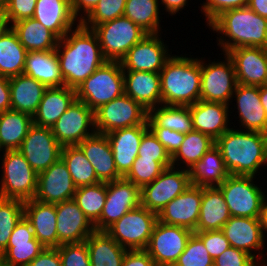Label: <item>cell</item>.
<instances>
[{
	"label": "cell",
	"instance_id": "6da1fadb",
	"mask_svg": "<svg viewBox=\"0 0 267 266\" xmlns=\"http://www.w3.org/2000/svg\"><path fill=\"white\" fill-rule=\"evenodd\" d=\"M55 51L64 85L73 89L107 61L95 32L81 23L59 39Z\"/></svg>",
	"mask_w": 267,
	"mask_h": 266
},
{
	"label": "cell",
	"instance_id": "7a4b0ae2",
	"mask_svg": "<svg viewBox=\"0 0 267 266\" xmlns=\"http://www.w3.org/2000/svg\"><path fill=\"white\" fill-rule=\"evenodd\" d=\"M240 129L230 128L215 145L230 175L255 176L267 166V134Z\"/></svg>",
	"mask_w": 267,
	"mask_h": 266
},
{
	"label": "cell",
	"instance_id": "3957f363",
	"mask_svg": "<svg viewBox=\"0 0 267 266\" xmlns=\"http://www.w3.org/2000/svg\"><path fill=\"white\" fill-rule=\"evenodd\" d=\"M208 26L222 35L217 37V46L223 54L240 47L267 49V18L256 14L248 6L224 11Z\"/></svg>",
	"mask_w": 267,
	"mask_h": 266
},
{
	"label": "cell",
	"instance_id": "277c9868",
	"mask_svg": "<svg viewBox=\"0 0 267 266\" xmlns=\"http://www.w3.org/2000/svg\"><path fill=\"white\" fill-rule=\"evenodd\" d=\"M185 56L172 55L160 71L162 104L189 106L200 100V57Z\"/></svg>",
	"mask_w": 267,
	"mask_h": 266
},
{
	"label": "cell",
	"instance_id": "5b68a950",
	"mask_svg": "<svg viewBox=\"0 0 267 266\" xmlns=\"http://www.w3.org/2000/svg\"><path fill=\"white\" fill-rule=\"evenodd\" d=\"M76 99L95 111L124 94V77L120 61H106L76 89Z\"/></svg>",
	"mask_w": 267,
	"mask_h": 266
},
{
	"label": "cell",
	"instance_id": "8992f818",
	"mask_svg": "<svg viewBox=\"0 0 267 266\" xmlns=\"http://www.w3.org/2000/svg\"><path fill=\"white\" fill-rule=\"evenodd\" d=\"M0 197L23 202L34 199L38 174L18 150L2 152Z\"/></svg>",
	"mask_w": 267,
	"mask_h": 266
},
{
	"label": "cell",
	"instance_id": "52a82bcc",
	"mask_svg": "<svg viewBox=\"0 0 267 266\" xmlns=\"http://www.w3.org/2000/svg\"><path fill=\"white\" fill-rule=\"evenodd\" d=\"M107 61H121L126 53L148 33L126 16L106 21L92 29Z\"/></svg>",
	"mask_w": 267,
	"mask_h": 266
},
{
	"label": "cell",
	"instance_id": "ba28073f",
	"mask_svg": "<svg viewBox=\"0 0 267 266\" xmlns=\"http://www.w3.org/2000/svg\"><path fill=\"white\" fill-rule=\"evenodd\" d=\"M256 176L229 175L217 186L229 208L230 216L259 218L263 200L267 195L254 184Z\"/></svg>",
	"mask_w": 267,
	"mask_h": 266
},
{
	"label": "cell",
	"instance_id": "9c48e42d",
	"mask_svg": "<svg viewBox=\"0 0 267 266\" xmlns=\"http://www.w3.org/2000/svg\"><path fill=\"white\" fill-rule=\"evenodd\" d=\"M157 221V213L140 205L124 214L106 232L126 250H145Z\"/></svg>",
	"mask_w": 267,
	"mask_h": 266
},
{
	"label": "cell",
	"instance_id": "30bf717a",
	"mask_svg": "<svg viewBox=\"0 0 267 266\" xmlns=\"http://www.w3.org/2000/svg\"><path fill=\"white\" fill-rule=\"evenodd\" d=\"M97 133L144 125L147 123L148 110L125 93L100 106L94 111Z\"/></svg>",
	"mask_w": 267,
	"mask_h": 266
},
{
	"label": "cell",
	"instance_id": "8fae6325",
	"mask_svg": "<svg viewBox=\"0 0 267 266\" xmlns=\"http://www.w3.org/2000/svg\"><path fill=\"white\" fill-rule=\"evenodd\" d=\"M224 57V62L217 60L208 64H205L206 61L200 58V100L230 105L238 83L232 59L226 53H224Z\"/></svg>",
	"mask_w": 267,
	"mask_h": 266
},
{
	"label": "cell",
	"instance_id": "7c38bea8",
	"mask_svg": "<svg viewBox=\"0 0 267 266\" xmlns=\"http://www.w3.org/2000/svg\"><path fill=\"white\" fill-rule=\"evenodd\" d=\"M190 186L188 170L175 166L167 167L153 182L141 188V206L158 214Z\"/></svg>",
	"mask_w": 267,
	"mask_h": 266
},
{
	"label": "cell",
	"instance_id": "4fadbf2b",
	"mask_svg": "<svg viewBox=\"0 0 267 266\" xmlns=\"http://www.w3.org/2000/svg\"><path fill=\"white\" fill-rule=\"evenodd\" d=\"M193 233L190 229L157 221L145 250L156 266H174Z\"/></svg>",
	"mask_w": 267,
	"mask_h": 266
},
{
	"label": "cell",
	"instance_id": "5bb4252c",
	"mask_svg": "<svg viewBox=\"0 0 267 266\" xmlns=\"http://www.w3.org/2000/svg\"><path fill=\"white\" fill-rule=\"evenodd\" d=\"M51 130L62 147L78 145L96 133L94 111L75 99Z\"/></svg>",
	"mask_w": 267,
	"mask_h": 266
},
{
	"label": "cell",
	"instance_id": "9a60e30c",
	"mask_svg": "<svg viewBox=\"0 0 267 266\" xmlns=\"http://www.w3.org/2000/svg\"><path fill=\"white\" fill-rule=\"evenodd\" d=\"M106 202L95 231H106L124 214L141 205V189L124 177L106 183Z\"/></svg>",
	"mask_w": 267,
	"mask_h": 266
},
{
	"label": "cell",
	"instance_id": "2e32d148",
	"mask_svg": "<svg viewBox=\"0 0 267 266\" xmlns=\"http://www.w3.org/2000/svg\"><path fill=\"white\" fill-rule=\"evenodd\" d=\"M18 151L39 174L61 158L62 146L56 140L51 128L33 124Z\"/></svg>",
	"mask_w": 267,
	"mask_h": 266
},
{
	"label": "cell",
	"instance_id": "e0dca14e",
	"mask_svg": "<svg viewBox=\"0 0 267 266\" xmlns=\"http://www.w3.org/2000/svg\"><path fill=\"white\" fill-rule=\"evenodd\" d=\"M168 47L161 39V33L148 34L121 59L123 71L160 73L167 60L172 56L169 53L170 50H167Z\"/></svg>",
	"mask_w": 267,
	"mask_h": 266
},
{
	"label": "cell",
	"instance_id": "ac0fdd59",
	"mask_svg": "<svg viewBox=\"0 0 267 266\" xmlns=\"http://www.w3.org/2000/svg\"><path fill=\"white\" fill-rule=\"evenodd\" d=\"M221 231L229 241L230 247L243 250L251 255L261 266H266L263 237L259 218H246L231 216ZM255 251L258 253L255 255ZM266 260V261H265Z\"/></svg>",
	"mask_w": 267,
	"mask_h": 266
},
{
	"label": "cell",
	"instance_id": "d6986e66",
	"mask_svg": "<svg viewBox=\"0 0 267 266\" xmlns=\"http://www.w3.org/2000/svg\"><path fill=\"white\" fill-rule=\"evenodd\" d=\"M76 189L66 164L60 158L38 174L37 191L34 199L57 204L73 199Z\"/></svg>",
	"mask_w": 267,
	"mask_h": 266
},
{
	"label": "cell",
	"instance_id": "ffe728a7",
	"mask_svg": "<svg viewBox=\"0 0 267 266\" xmlns=\"http://www.w3.org/2000/svg\"><path fill=\"white\" fill-rule=\"evenodd\" d=\"M202 187L191 185L168 203L158 214V221L195 231L200 215Z\"/></svg>",
	"mask_w": 267,
	"mask_h": 266
},
{
	"label": "cell",
	"instance_id": "44dd1931",
	"mask_svg": "<svg viewBox=\"0 0 267 266\" xmlns=\"http://www.w3.org/2000/svg\"><path fill=\"white\" fill-rule=\"evenodd\" d=\"M237 83L246 86L267 84V49L262 47H240L230 50Z\"/></svg>",
	"mask_w": 267,
	"mask_h": 266
},
{
	"label": "cell",
	"instance_id": "7402d4cb",
	"mask_svg": "<svg viewBox=\"0 0 267 266\" xmlns=\"http://www.w3.org/2000/svg\"><path fill=\"white\" fill-rule=\"evenodd\" d=\"M44 249L23 216L13 230L7 248L0 254V260L7 266H27Z\"/></svg>",
	"mask_w": 267,
	"mask_h": 266
},
{
	"label": "cell",
	"instance_id": "603a6c76",
	"mask_svg": "<svg viewBox=\"0 0 267 266\" xmlns=\"http://www.w3.org/2000/svg\"><path fill=\"white\" fill-rule=\"evenodd\" d=\"M55 206L59 246L84 242L95 231L94 225L73 199Z\"/></svg>",
	"mask_w": 267,
	"mask_h": 266
},
{
	"label": "cell",
	"instance_id": "cb8c5ba5",
	"mask_svg": "<svg viewBox=\"0 0 267 266\" xmlns=\"http://www.w3.org/2000/svg\"><path fill=\"white\" fill-rule=\"evenodd\" d=\"M235 98L239 127L242 130L267 134V114L260 101L259 86L237 84L232 95Z\"/></svg>",
	"mask_w": 267,
	"mask_h": 266
},
{
	"label": "cell",
	"instance_id": "d4e9b609",
	"mask_svg": "<svg viewBox=\"0 0 267 266\" xmlns=\"http://www.w3.org/2000/svg\"><path fill=\"white\" fill-rule=\"evenodd\" d=\"M148 123L128 128H121L106 134L112 147L118 173L124 177L138 156L139 146Z\"/></svg>",
	"mask_w": 267,
	"mask_h": 266
},
{
	"label": "cell",
	"instance_id": "484cf974",
	"mask_svg": "<svg viewBox=\"0 0 267 266\" xmlns=\"http://www.w3.org/2000/svg\"><path fill=\"white\" fill-rule=\"evenodd\" d=\"M193 129L217 140L231 126L229 123V105L221 102L199 100L189 105Z\"/></svg>",
	"mask_w": 267,
	"mask_h": 266
},
{
	"label": "cell",
	"instance_id": "4316f807",
	"mask_svg": "<svg viewBox=\"0 0 267 266\" xmlns=\"http://www.w3.org/2000/svg\"><path fill=\"white\" fill-rule=\"evenodd\" d=\"M24 216L31 224L35 238L45 248L59 247L55 204L31 199L24 202Z\"/></svg>",
	"mask_w": 267,
	"mask_h": 266
},
{
	"label": "cell",
	"instance_id": "83f0119b",
	"mask_svg": "<svg viewBox=\"0 0 267 266\" xmlns=\"http://www.w3.org/2000/svg\"><path fill=\"white\" fill-rule=\"evenodd\" d=\"M78 146L93 166L100 182L108 183L122 178L118 173L112 147L106 134L95 133Z\"/></svg>",
	"mask_w": 267,
	"mask_h": 266
},
{
	"label": "cell",
	"instance_id": "f1b7e54d",
	"mask_svg": "<svg viewBox=\"0 0 267 266\" xmlns=\"http://www.w3.org/2000/svg\"><path fill=\"white\" fill-rule=\"evenodd\" d=\"M124 93L146 110L162 104L160 73L123 71Z\"/></svg>",
	"mask_w": 267,
	"mask_h": 266
},
{
	"label": "cell",
	"instance_id": "f546056e",
	"mask_svg": "<svg viewBox=\"0 0 267 266\" xmlns=\"http://www.w3.org/2000/svg\"><path fill=\"white\" fill-rule=\"evenodd\" d=\"M33 18L63 38L75 25L70 0H37Z\"/></svg>",
	"mask_w": 267,
	"mask_h": 266
},
{
	"label": "cell",
	"instance_id": "4dcf8cb0",
	"mask_svg": "<svg viewBox=\"0 0 267 266\" xmlns=\"http://www.w3.org/2000/svg\"><path fill=\"white\" fill-rule=\"evenodd\" d=\"M76 99V90L67 86L48 87L33 115V124L52 128Z\"/></svg>",
	"mask_w": 267,
	"mask_h": 266
},
{
	"label": "cell",
	"instance_id": "1f68e13d",
	"mask_svg": "<svg viewBox=\"0 0 267 266\" xmlns=\"http://www.w3.org/2000/svg\"><path fill=\"white\" fill-rule=\"evenodd\" d=\"M230 217L221 190L217 186L202 187L200 215L194 232L221 230Z\"/></svg>",
	"mask_w": 267,
	"mask_h": 266
},
{
	"label": "cell",
	"instance_id": "d6a6232c",
	"mask_svg": "<svg viewBox=\"0 0 267 266\" xmlns=\"http://www.w3.org/2000/svg\"><path fill=\"white\" fill-rule=\"evenodd\" d=\"M9 85L11 109L33 116L48 87L24 73L9 78Z\"/></svg>",
	"mask_w": 267,
	"mask_h": 266
},
{
	"label": "cell",
	"instance_id": "836d02e7",
	"mask_svg": "<svg viewBox=\"0 0 267 266\" xmlns=\"http://www.w3.org/2000/svg\"><path fill=\"white\" fill-rule=\"evenodd\" d=\"M188 172L191 185L200 187L219 186L230 175L216 145L210 148Z\"/></svg>",
	"mask_w": 267,
	"mask_h": 266
},
{
	"label": "cell",
	"instance_id": "e575fe53",
	"mask_svg": "<svg viewBox=\"0 0 267 266\" xmlns=\"http://www.w3.org/2000/svg\"><path fill=\"white\" fill-rule=\"evenodd\" d=\"M24 74L40 81L47 87L64 86L55 50L29 51L26 55Z\"/></svg>",
	"mask_w": 267,
	"mask_h": 266
},
{
	"label": "cell",
	"instance_id": "d590c367",
	"mask_svg": "<svg viewBox=\"0 0 267 266\" xmlns=\"http://www.w3.org/2000/svg\"><path fill=\"white\" fill-rule=\"evenodd\" d=\"M11 27L28 52L56 50L60 38L33 17L17 21Z\"/></svg>",
	"mask_w": 267,
	"mask_h": 266
},
{
	"label": "cell",
	"instance_id": "8d00e7d4",
	"mask_svg": "<svg viewBox=\"0 0 267 266\" xmlns=\"http://www.w3.org/2000/svg\"><path fill=\"white\" fill-rule=\"evenodd\" d=\"M85 242L91 266H121L127 250L106 231H94Z\"/></svg>",
	"mask_w": 267,
	"mask_h": 266
},
{
	"label": "cell",
	"instance_id": "74e56055",
	"mask_svg": "<svg viewBox=\"0 0 267 266\" xmlns=\"http://www.w3.org/2000/svg\"><path fill=\"white\" fill-rule=\"evenodd\" d=\"M33 125L30 114L7 110L0 114V150H18Z\"/></svg>",
	"mask_w": 267,
	"mask_h": 266
},
{
	"label": "cell",
	"instance_id": "f35d334b",
	"mask_svg": "<svg viewBox=\"0 0 267 266\" xmlns=\"http://www.w3.org/2000/svg\"><path fill=\"white\" fill-rule=\"evenodd\" d=\"M148 127H161L187 134L193 131L189 106L161 104L148 110Z\"/></svg>",
	"mask_w": 267,
	"mask_h": 266
},
{
	"label": "cell",
	"instance_id": "ab89813d",
	"mask_svg": "<svg viewBox=\"0 0 267 266\" xmlns=\"http://www.w3.org/2000/svg\"><path fill=\"white\" fill-rule=\"evenodd\" d=\"M27 53L10 27L0 36V74L11 78L24 73Z\"/></svg>",
	"mask_w": 267,
	"mask_h": 266
},
{
	"label": "cell",
	"instance_id": "60d3db41",
	"mask_svg": "<svg viewBox=\"0 0 267 266\" xmlns=\"http://www.w3.org/2000/svg\"><path fill=\"white\" fill-rule=\"evenodd\" d=\"M214 145L215 140L210 136L195 130L188 132L177 152L171 157L172 166L189 170Z\"/></svg>",
	"mask_w": 267,
	"mask_h": 266
},
{
	"label": "cell",
	"instance_id": "b9f144b4",
	"mask_svg": "<svg viewBox=\"0 0 267 266\" xmlns=\"http://www.w3.org/2000/svg\"><path fill=\"white\" fill-rule=\"evenodd\" d=\"M61 159L67 166L75 186H88L99 183L93 166L78 145L63 146Z\"/></svg>",
	"mask_w": 267,
	"mask_h": 266
},
{
	"label": "cell",
	"instance_id": "7bdbcfd3",
	"mask_svg": "<svg viewBox=\"0 0 267 266\" xmlns=\"http://www.w3.org/2000/svg\"><path fill=\"white\" fill-rule=\"evenodd\" d=\"M159 6V0H127L124 16L139 25L148 34H162L160 32Z\"/></svg>",
	"mask_w": 267,
	"mask_h": 266
},
{
	"label": "cell",
	"instance_id": "ee69618b",
	"mask_svg": "<svg viewBox=\"0 0 267 266\" xmlns=\"http://www.w3.org/2000/svg\"><path fill=\"white\" fill-rule=\"evenodd\" d=\"M106 194L107 187L104 182L81 186L76 189L73 200L93 225L102 214L106 202Z\"/></svg>",
	"mask_w": 267,
	"mask_h": 266
},
{
	"label": "cell",
	"instance_id": "f6af8a7d",
	"mask_svg": "<svg viewBox=\"0 0 267 266\" xmlns=\"http://www.w3.org/2000/svg\"><path fill=\"white\" fill-rule=\"evenodd\" d=\"M23 216V201L0 197V254L7 248L9 238Z\"/></svg>",
	"mask_w": 267,
	"mask_h": 266
},
{
	"label": "cell",
	"instance_id": "bcb514c9",
	"mask_svg": "<svg viewBox=\"0 0 267 266\" xmlns=\"http://www.w3.org/2000/svg\"><path fill=\"white\" fill-rule=\"evenodd\" d=\"M127 0H99L95 8L80 23L86 28L95 26L124 15Z\"/></svg>",
	"mask_w": 267,
	"mask_h": 266
},
{
	"label": "cell",
	"instance_id": "7dc6e473",
	"mask_svg": "<svg viewBox=\"0 0 267 266\" xmlns=\"http://www.w3.org/2000/svg\"><path fill=\"white\" fill-rule=\"evenodd\" d=\"M174 266H213V259L203 241L193 233Z\"/></svg>",
	"mask_w": 267,
	"mask_h": 266
},
{
	"label": "cell",
	"instance_id": "c3c4849f",
	"mask_svg": "<svg viewBox=\"0 0 267 266\" xmlns=\"http://www.w3.org/2000/svg\"><path fill=\"white\" fill-rule=\"evenodd\" d=\"M164 169L159 162L153 161V159H140L137 156L124 178L141 189L146 184L153 182Z\"/></svg>",
	"mask_w": 267,
	"mask_h": 266
},
{
	"label": "cell",
	"instance_id": "681fc988",
	"mask_svg": "<svg viewBox=\"0 0 267 266\" xmlns=\"http://www.w3.org/2000/svg\"><path fill=\"white\" fill-rule=\"evenodd\" d=\"M138 157L140 159H153V161L159 162L164 168L172 166L171 156L150 129L142 137Z\"/></svg>",
	"mask_w": 267,
	"mask_h": 266
},
{
	"label": "cell",
	"instance_id": "f907efd6",
	"mask_svg": "<svg viewBox=\"0 0 267 266\" xmlns=\"http://www.w3.org/2000/svg\"><path fill=\"white\" fill-rule=\"evenodd\" d=\"M62 266H91L86 242L63 244L58 248Z\"/></svg>",
	"mask_w": 267,
	"mask_h": 266
},
{
	"label": "cell",
	"instance_id": "816d5d0a",
	"mask_svg": "<svg viewBox=\"0 0 267 266\" xmlns=\"http://www.w3.org/2000/svg\"><path fill=\"white\" fill-rule=\"evenodd\" d=\"M213 266H261L247 252L229 247L213 260Z\"/></svg>",
	"mask_w": 267,
	"mask_h": 266
},
{
	"label": "cell",
	"instance_id": "f5cc1de1",
	"mask_svg": "<svg viewBox=\"0 0 267 266\" xmlns=\"http://www.w3.org/2000/svg\"><path fill=\"white\" fill-rule=\"evenodd\" d=\"M37 0H6L5 14L10 26L20 20L32 18Z\"/></svg>",
	"mask_w": 267,
	"mask_h": 266
},
{
	"label": "cell",
	"instance_id": "db71d44e",
	"mask_svg": "<svg viewBox=\"0 0 267 266\" xmlns=\"http://www.w3.org/2000/svg\"><path fill=\"white\" fill-rule=\"evenodd\" d=\"M248 2L249 0H206L201 6V12L204 13L208 26L224 11L246 7Z\"/></svg>",
	"mask_w": 267,
	"mask_h": 266
},
{
	"label": "cell",
	"instance_id": "11a10c76",
	"mask_svg": "<svg viewBox=\"0 0 267 266\" xmlns=\"http://www.w3.org/2000/svg\"><path fill=\"white\" fill-rule=\"evenodd\" d=\"M194 233L203 241L213 260L230 247L229 241L221 230Z\"/></svg>",
	"mask_w": 267,
	"mask_h": 266
},
{
	"label": "cell",
	"instance_id": "9f6ffc18",
	"mask_svg": "<svg viewBox=\"0 0 267 266\" xmlns=\"http://www.w3.org/2000/svg\"><path fill=\"white\" fill-rule=\"evenodd\" d=\"M149 129L164 146L171 157L177 152L185 138V134L168 128L149 127Z\"/></svg>",
	"mask_w": 267,
	"mask_h": 266
},
{
	"label": "cell",
	"instance_id": "6f0895ef",
	"mask_svg": "<svg viewBox=\"0 0 267 266\" xmlns=\"http://www.w3.org/2000/svg\"><path fill=\"white\" fill-rule=\"evenodd\" d=\"M121 266H156L146 250H127Z\"/></svg>",
	"mask_w": 267,
	"mask_h": 266
},
{
	"label": "cell",
	"instance_id": "680465c9",
	"mask_svg": "<svg viewBox=\"0 0 267 266\" xmlns=\"http://www.w3.org/2000/svg\"><path fill=\"white\" fill-rule=\"evenodd\" d=\"M27 266H62L57 248H45Z\"/></svg>",
	"mask_w": 267,
	"mask_h": 266
},
{
	"label": "cell",
	"instance_id": "91938a15",
	"mask_svg": "<svg viewBox=\"0 0 267 266\" xmlns=\"http://www.w3.org/2000/svg\"><path fill=\"white\" fill-rule=\"evenodd\" d=\"M70 1H71L72 12L74 16L77 18L78 22L83 20L95 8L97 3L99 2V0H70Z\"/></svg>",
	"mask_w": 267,
	"mask_h": 266
},
{
	"label": "cell",
	"instance_id": "94428289",
	"mask_svg": "<svg viewBox=\"0 0 267 266\" xmlns=\"http://www.w3.org/2000/svg\"><path fill=\"white\" fill-rule=\"evenodd\" d=\"M11 109L9 78L0 74V114Z\"/></svg>",
	"mask_w": 267,
	"mask_h": 266
},
{
	"label": "cell",
	"instance_id": "6125c7cd",
	"mask_svg": "<svg viewBox=\"0 0 267 266\" xmlns=\"http://www.w3.org/2000/svg\"><path fill=\"white\" fill-rule=\"evenodd\" d=\"M160 5L162 3L164 10L168 12L170 15H175L178 11H182L181 9L185 8L188 0H161L159 1Z\"/></svg>",
	"mask_w": 267,
	"mask_h": 266
},
{
	"label": "cell",
	"instance_id": "be15d7a7",
	"mask_svg": "<svg viewBox=\"0 0 267 266\" xmlns=\"http://www.w3.org/2000/svg\"><path fill=\"white\" fill-rule=\"evenodd\" d=\"M247 6L256 14L267 18V0H249Z\"/></svg>",
	"mask_w": 267,
	"mask_h": 266
},
{
	"label": "cell",
	"instance_id": "e7e4bbea",
	"mask_svg": "<svg viewBox=\"0 0 267 266\" xmlns=\"http://www.w3.org/2000/svg\"><path fill=\"white\" fill-rule=\"evenodd\" d=\"M259 222L263 237L265 238L267 236V197H265L262 203L261 211L259 214Z\"/></svg>",
	"mask_w": 267,
	"mask_h": 266
},
{
	"label": "cell",
	"instance_id": "03108f58",
	"mask_svg": "<svg viewBox=\"0 0 267 266\" xmlns=\"http://www.w3.org/2000/svg\"><path fill=\"white\" fill-rule=\"evenodd\" d=\"M10 27L5 10H0V36Z\"/></svg>",
	"mask_w": 267,
	"mask_h": 266
},
{
	"label": "cell",
	"instance_id": "003e7915",
	"mask_svg": "<svg viewBox=\"0 0 267 266\" xmlns=\"http://www.w3.org/2000/svg\"><path fill=\"white\" fill-rule=\"evenodd\" d=\"M259 94L261 105L263 106L267 114V84L259 87Z\"/></svg>",
	"mask_w": 267,
	"mask_h": 266
},
{
	"label": "cell",
	"instance_id": "a7ac6f4b",
	"mask_svg": "<svg viewBox=\"0 0 267 266\" xmlns=\"http://www.w3.org/2000/svg\"><path fill=\"white\" fill-rule=\"evenodd\" d=\"M6 5V0H0V10H4Z\"/></svg>",
	"mask_w": 267,
	"mask_h": 266
},
{
	"label": "cell",
	"instance_id": "89a4df30",
	"mask_svg": "<svg viewBox=\"0 0 267 266\" xmlns=\"http://www.w3.org/2000/svg\"><path fill=\"white\" fill-rule=\"evenodd\" d=\"M0 266H7V265L0 260Z\"/></svg>",
	"mask_w": 267,
	"mask_h": 266
}]
</instances>
